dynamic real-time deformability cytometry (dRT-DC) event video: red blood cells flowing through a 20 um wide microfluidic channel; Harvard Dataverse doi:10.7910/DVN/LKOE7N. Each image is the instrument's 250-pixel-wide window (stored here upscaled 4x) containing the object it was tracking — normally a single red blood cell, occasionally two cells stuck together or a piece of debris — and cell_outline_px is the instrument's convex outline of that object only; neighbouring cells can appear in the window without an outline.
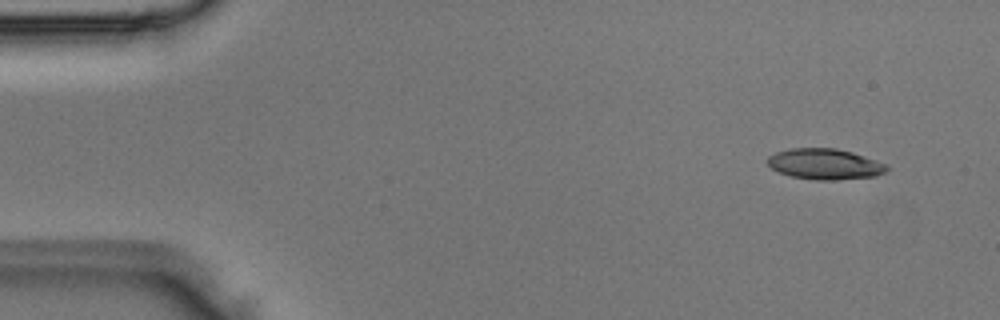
{"species": "Egyptian fruit bat (a non-hibernating species)", "species_latin": "Rousettus aegyptiacus", "temperature_condition": "room temperature", "stored_images_in_passage": 4, "camera_frame_rate_fps": 3000, "um_per_image_px": 0.085, "animal": {"sex": "male"}, "frame": {"image": 1, "passage_image": 1, "time_ms": 0.0, "image_size_px": [1000, 320], "cell_outline_px": [[888, 168], [884, 172], [876, 176], [836, 180], [816, 180], [792, 176], [780, 172], [772, 168], [768, 164], [768, 156], [776, 152], [792, 148], [836, 148], [852, 152], [888, 164]], "centroid_in_image_um": [70.13, 13.94], "position_along_channel_um": 14.9, "area_um2": 21.27}}
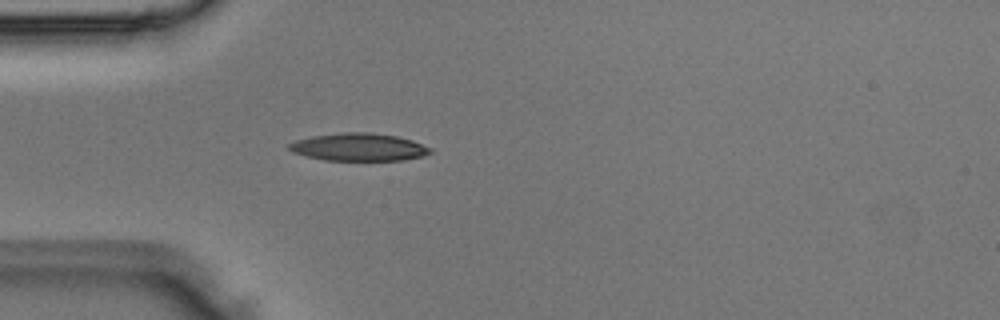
{"frame": {"image": 2, "passage_image": 4, "time_ms": 1.0, "image_size_px": [1000, 320], "cell_outline_px": [[432, 152], [424, 156], [404, 160], [324, 160], [292, 152], [288, 148], [288, 144], [296, 140], [312, 136], [340, 132], [372, 132], [396, 136], [412, 140], [432, 148]], "centroid_in_image_um": [30.52, 12.49], "position_along_channel_um": 54.5, "area_um2": 22.83}}